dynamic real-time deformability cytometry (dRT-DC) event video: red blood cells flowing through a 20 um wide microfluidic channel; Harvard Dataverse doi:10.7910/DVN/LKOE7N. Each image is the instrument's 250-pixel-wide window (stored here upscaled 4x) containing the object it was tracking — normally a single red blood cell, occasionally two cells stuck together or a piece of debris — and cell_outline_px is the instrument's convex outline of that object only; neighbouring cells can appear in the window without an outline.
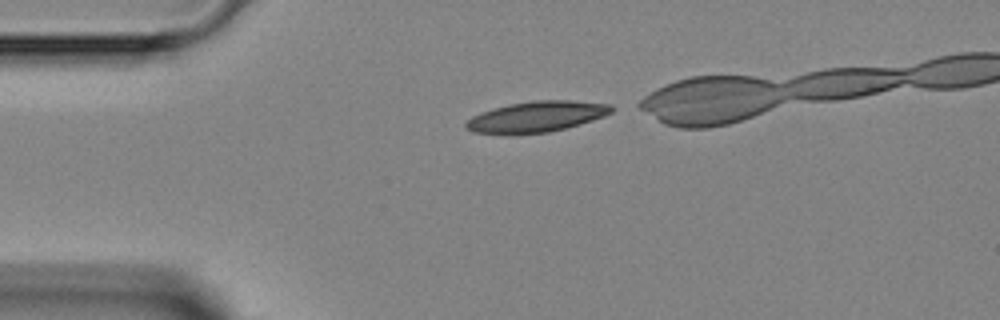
{"species": "Egyptian fruit bat (a non-hibernating species)", "species_latin": "Rousettus aegyptiacus", "temperature_condition": "room temperature", "stored_images_in_passage": 5, "segment_of_instrument_passage": [2, 2], "camera_frame_rate_fps": 3000, "um_per_image_px": 0.085, "animal": {"sex": "female"}, "frame": {"image": 1, "passage_image": 5, "time_ms": 5.667, "image_size_px": [1000, 320], "cell_outline_px": [[616, 108], [612, 112], [604, 116], [580, 124], [548, 132], [508, 136], [472, 132], [464, 128], [464, 124], [472, 116], [480, 112], [508, 104], [532, 100], [572, 100], [612, 104]], "centroid_in_image_um": [45.56, 9.93], "position_along_channel_um": 39.4, "area_um2": 26.76}}